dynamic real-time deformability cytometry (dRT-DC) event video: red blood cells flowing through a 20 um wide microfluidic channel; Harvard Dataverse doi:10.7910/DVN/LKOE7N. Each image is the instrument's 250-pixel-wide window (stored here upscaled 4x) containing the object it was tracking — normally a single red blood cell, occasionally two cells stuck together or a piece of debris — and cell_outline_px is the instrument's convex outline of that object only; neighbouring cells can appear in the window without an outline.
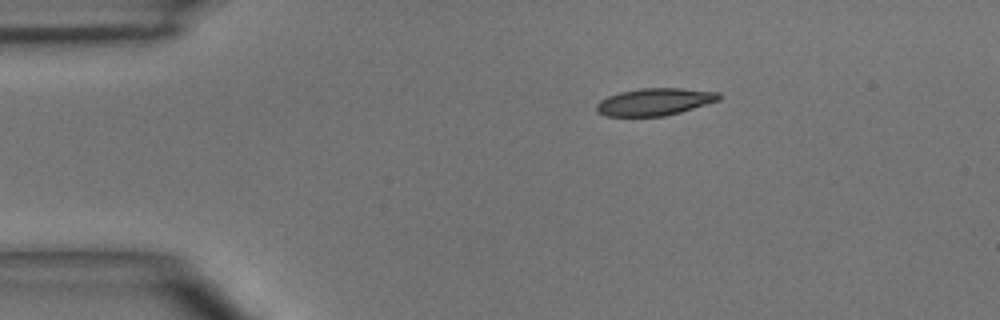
{"species": "common noctule bat (a hibernating species)", "species_latin": "Nyctalus noctula", "temperature_condition": "room temperature", "stored_images_in_passage": 2, "camera_frame_rate_fps": 3000, "um_per_image_px": 0.085, "animal": {"sex": "male", "body_mass_g": 15.6}, "frame": {"image": 1, "passage_image": 1, "time_ms": 0.0, "image_size_px": [1000, 320], "cell_outline_px": [[724, 96], [720, 100], [680, 112], [664, 116], [604, 116], [596, 112], [596, 104], [600, 100], [608, 96], [620, 92], [640, 88], [680, 88], [720, 92]], "centroid_in_image_um": [55.66, 8.65], "position_along_channel_um": 29.3, "area_um2": 19.59}}